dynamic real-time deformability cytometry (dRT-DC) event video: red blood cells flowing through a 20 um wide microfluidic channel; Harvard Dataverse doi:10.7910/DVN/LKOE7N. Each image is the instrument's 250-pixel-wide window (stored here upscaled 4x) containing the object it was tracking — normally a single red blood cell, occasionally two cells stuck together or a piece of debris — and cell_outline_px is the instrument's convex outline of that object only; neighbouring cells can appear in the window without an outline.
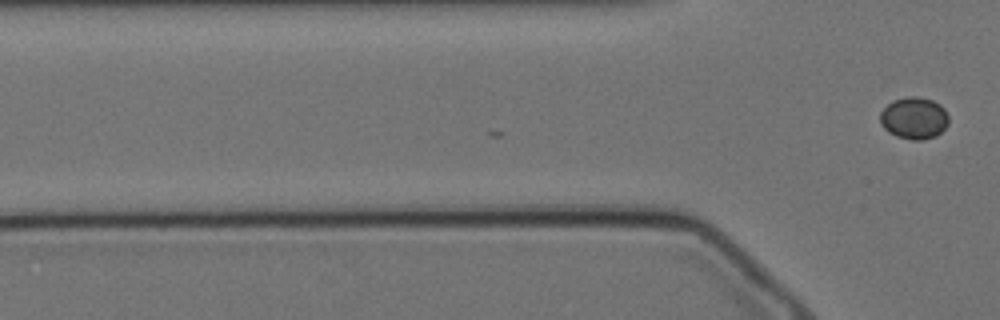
{"species": "Egyptian fruit bat (a non-hibernating species)", "species_latin": "Rousettus aegyptiacus", "temperature_condition": "cold", "stored_images_in_passage": 3, "camera_frame_rate_fps": 3000, "um_per_image_px": 0.085, "animal": {"sex": "female"}, "frame": {"image": 1, "passage_image": 3, "time_ms": 0.667, "image_size_px": [1000, 320], "cell_outline_px": [[948, 124], [936, 136], [924, 140], [912, 140], [896, 136], [888, 132], [880, 124], [880, 112], [892, 100], [908, 96], [916, 96], [932, 100], [940, 104], [944, 108], [948, 116]], "centroid_in_image_um": [77.68, 10.04], "position_along_channel_um": 48.1, "area_um2": 16.88}}